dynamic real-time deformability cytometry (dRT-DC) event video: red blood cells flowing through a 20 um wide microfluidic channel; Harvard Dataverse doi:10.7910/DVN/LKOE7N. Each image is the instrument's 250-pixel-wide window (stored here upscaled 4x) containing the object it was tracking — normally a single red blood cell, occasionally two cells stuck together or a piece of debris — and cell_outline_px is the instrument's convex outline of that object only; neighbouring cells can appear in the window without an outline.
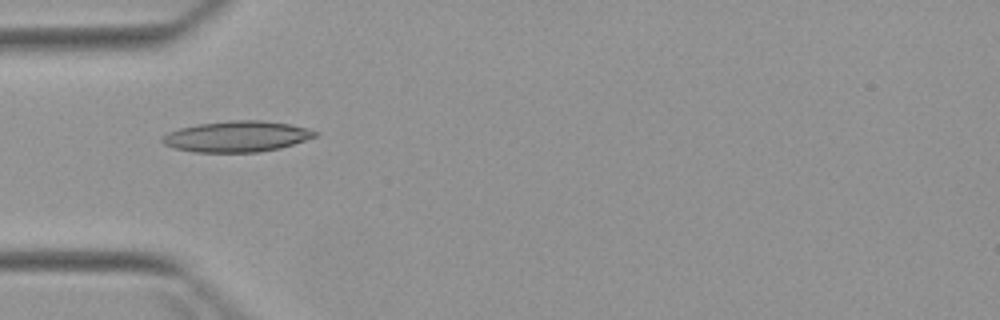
{"species": "Egyptian fruit bat (a non-hibernating species)", "species_latin": "Rousettus aegyptiacus", "temperature_condition": "warm", "stored_images_in_passage": 5, "camera_frame_rate_fps": 3000, "um_per_image_px": 0.085, "animal": {"sex": "female"}, "frame": {"image": 1, "passage_image": 5, "time_ms": 4.667, "image_size_px": [1000, 320], "cell_outline_px": [[320, 132], [316, 136], [280, 148], [260, 152], [192, 152], [176, 148], [164, 144], [160, 140], [168, 132], [180, 128], [200, 124], [228, 120], [260, 120], [288, 124], [308, 128]], "centroid_in_image_um": [20.14, 11.6], "position_along_channel_um": 64.9, "area_um2": 27.34}}